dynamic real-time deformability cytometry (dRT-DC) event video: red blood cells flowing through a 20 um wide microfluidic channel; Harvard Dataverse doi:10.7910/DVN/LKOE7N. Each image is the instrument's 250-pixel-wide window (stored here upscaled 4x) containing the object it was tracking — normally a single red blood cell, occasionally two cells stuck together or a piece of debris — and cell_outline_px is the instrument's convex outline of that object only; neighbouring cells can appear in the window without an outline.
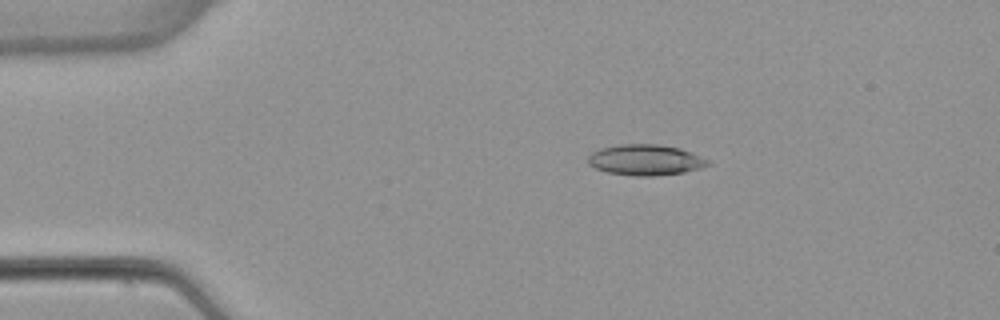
{"species": "common noctule bat (a hibernating species)", "species_latin": "Nyctalus noctula", "temperature_condition": "warm", "stored_images_in_passage": 4, "camera_frame_rate_fps": 3000, "um_per_image_px": 0.085, "animal": {"sex": "female", "body_mass_g": 22.7, "forearm_length_mm": 54.2}, "frame": {"image": 1, "passage_image": 3, "time_ms": 2.667, "image_size_px": [1000, 320], "cell_outline_px": [[712, 160], [708, 164], [700, 168], [684, 172], [652, 176], [632, 176], [608, 172], [596, 168], [588, 164], [588, 156], [592, 152], [600, 148], [620, 144], [660, 144], [680, 148], [692, 152]], "centroid_in_image_um": [54.88, 13.58], "position_along_channel_um": 30.1, "area_um2": 21.62}}